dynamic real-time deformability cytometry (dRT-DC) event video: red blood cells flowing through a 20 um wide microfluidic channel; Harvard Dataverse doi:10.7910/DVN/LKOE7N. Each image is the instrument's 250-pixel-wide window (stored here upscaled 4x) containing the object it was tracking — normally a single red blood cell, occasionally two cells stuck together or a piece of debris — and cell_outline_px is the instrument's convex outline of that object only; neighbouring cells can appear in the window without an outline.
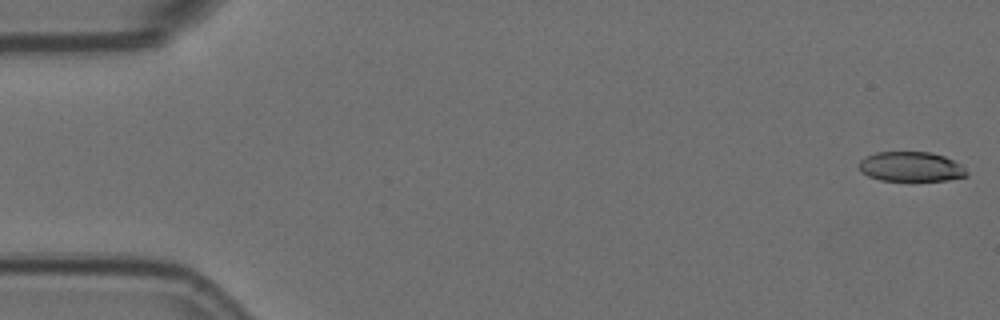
{"species": "Egyptian fruit bat (a non-hibernating species)", "species_latin": "Rousettus aegyptiacus", "temperature_condition": "room temperature", "stored_images_in_passage": 57, "camera_frame_rate_fps": 3000, "um_per_image_px": 0.085, "animal": {"sex": "female"}, "frame": {"image": 1, "passage_image": 1, "time_ms": 0.0, "image_size_px": [1000, 320], "cell_outline_px": [[968, 176], [948, 180], [880, 180], [868, 176], [860, 172], [860, 160], [864, 156], [876, 152], [932, 152], [944, 156], [964, 164], [968, 172]], "centroid_in_image_um": [77.47, 14.16], "position_along_channel_um": 7.5, "area_um2": 18.9}}
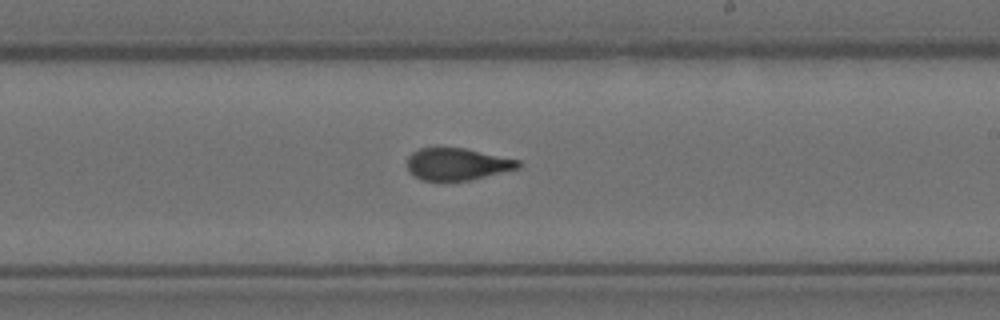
{"frame": {"image": 2, "passage_image": 33, "time_ms": 10.667, "image_size_px": [1000, 320], "cell_outline_px": [[520, 168], [468, 180], [420, 180], [412, 176], [408, 172], [408, 156], [412, 152], [420, 148], [464, 148], [520, 160]], "centroid_in_image_um": [38.83, 13.95], "position_along_channel_um": 250.2, "area_um2": 20.63}}
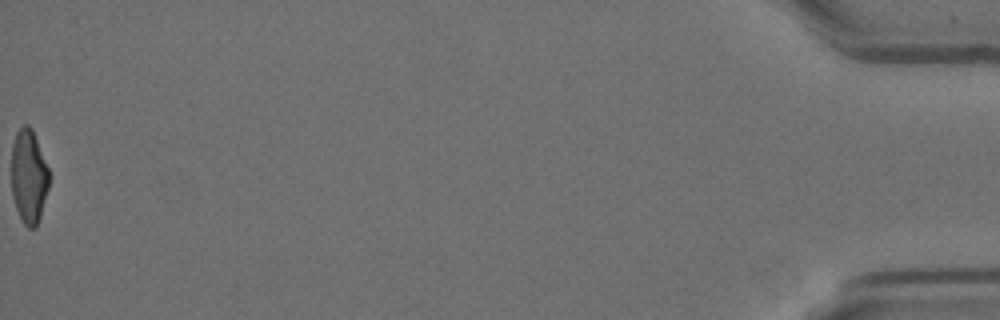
{"frame": {"image": 3, "passage_image": 57, "time_ms": 18.667, "image_size_px": [1000, 320], "cell_outline_px": [[48, 188], [40, 216], [36, 228], [28, 228], [24, 224], [16, 208], [12, 196], [12, 144], [16, 132], [24, 124], [28, 124], [32, 128], [48, 168]], "centroid_in_image_um": [2.43, 14.99], "position_along_channel_um": 432.8, "area_um2": 20.4}, "authors_computed_cell_mechanics": {"area_um2": 21.675, "velocity_mm_per_s": 3.5954, "shape_relaxation_time_tau1_ms": 5.7423, "shape_relaxation_time_tau2_ms": 1.5332, "deformation_change_tau1": 0.1763, "deformation_change_tau2": 0.0799}}